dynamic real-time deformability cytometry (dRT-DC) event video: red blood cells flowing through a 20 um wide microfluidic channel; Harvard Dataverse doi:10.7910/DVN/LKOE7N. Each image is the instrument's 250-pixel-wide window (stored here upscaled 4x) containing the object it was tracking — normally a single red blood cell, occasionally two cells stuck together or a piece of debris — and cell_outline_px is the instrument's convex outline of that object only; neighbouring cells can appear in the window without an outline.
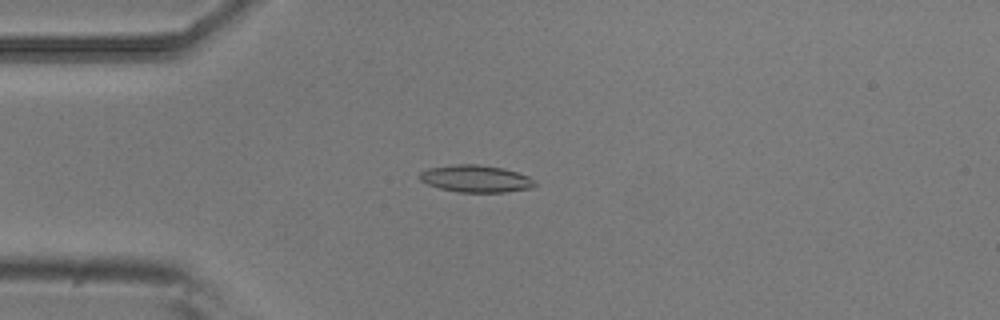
{"species": "common noctule bat (a hibernating species)", "species_latin": "Nyctalus noctula", "temperature_condition": "room temperature", "stored_images_in_passage": 6, "camera_frame_rate_fps": 3000, "um_per_image_px": 0.085, "animal": {"sex": "male", "body_mass_g": 20.5, "forearm_length_mm": 52.5}, "frame": {"image": 1, "passage_image": 2, "time_ms": 0.333, "image_size_px": [1000, 320], "cell_outline_px": [[536, 184], [532, 188], [504, 192], [456, 192], [440, 188], [428, 184], [420, 180], [420, 172], [428, 168], [456, 164], [476, 164], [504, 168], [528, 176], [536, 180]], "centroid_in_image_um": [40.46, 15.19], "position_along_channel_um": 44.5, "area_um2": 18.21}}
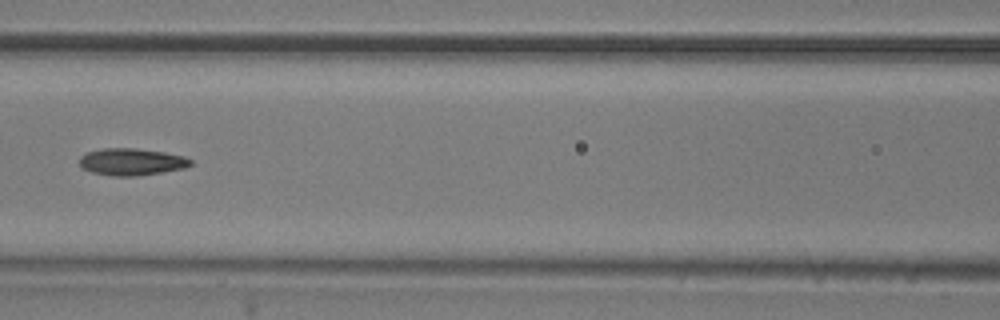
{"frame": {"image": 2, "passage_image": 5, "time_ms": 1.333, "image_size_px": [1000, 320], "cell_outline_px": [[192, 164], [184, 168], [136, 176], [112, 176], [92, 172], [84, 168], [80, 164], [80, 156], [88, 152], [104, 148], [136, 148], [164, 152], [184, 156], [192, 160]], "centroid_in_image_um": [11.19, 13.75], "position_along_channel_um": 155.4, "area_um2": 17.34}}
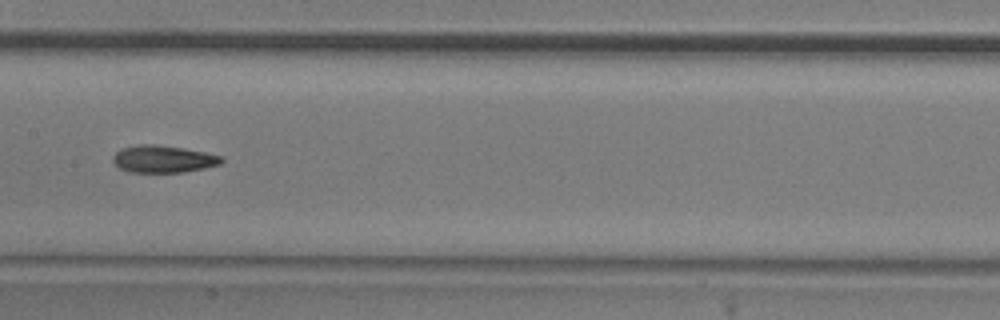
{"frame": {"image": 3, "passage_image": 6, "time_ms": 1.667, "image_size_px": [1000, 320], "cell_outline_px": [[224, 160], [220, 164], [204, 168], [184, 172], [128, 172], [120, 168], [112, 160], [112, 156], [120, 148], [136, 144], [156, 144], [184, 148], [204, 152], [220, 156]], "centroid_in_image_um": [13.83, 13.51], "position_along_channel_um": 193.6, "area_um2": 17.28}}